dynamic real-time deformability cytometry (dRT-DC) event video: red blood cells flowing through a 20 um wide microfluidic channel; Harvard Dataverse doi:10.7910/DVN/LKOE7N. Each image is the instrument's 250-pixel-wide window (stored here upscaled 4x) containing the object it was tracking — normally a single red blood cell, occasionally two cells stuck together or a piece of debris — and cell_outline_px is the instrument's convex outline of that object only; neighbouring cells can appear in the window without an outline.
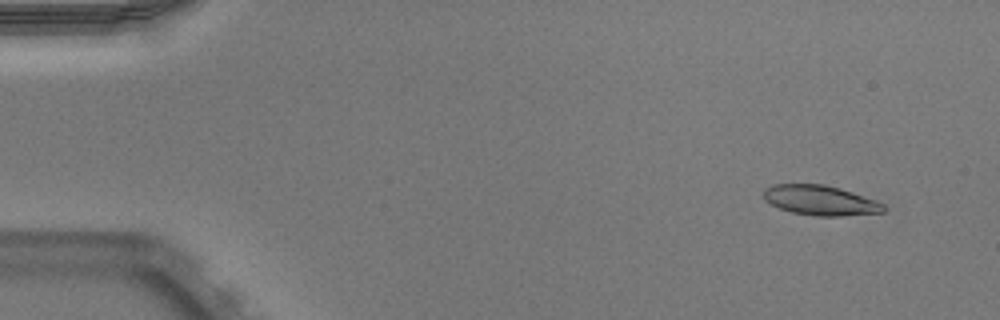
{"species": "Egyptian fruit bat (a non-hibernating species)", "species_latin": "Rousettus aegyptiacus", "temperature_condition": "warm", "stored_images_in_passage": 50, "camera_frame_rate_fps": 3000, "um_per_image_px": 0.085, "animal": {"sex": "male"}, "frame": {"image": 1, "passage_image": 3, "time_ms": 0.667, "image_size_px": [1000, 320], "cell_outline_px": [[888, 208], [884, 212], [840, 216], [816, 216], [792, 212], [780, 208], [764, 200], [764, 188], [772, 184], [824, 184], [840, 188], [876, 200], [884, 204]], "centroid_in_image_um": [69.75, 17.02], "position_along_channel_um": 15.3, "area_um2": 20.98}}
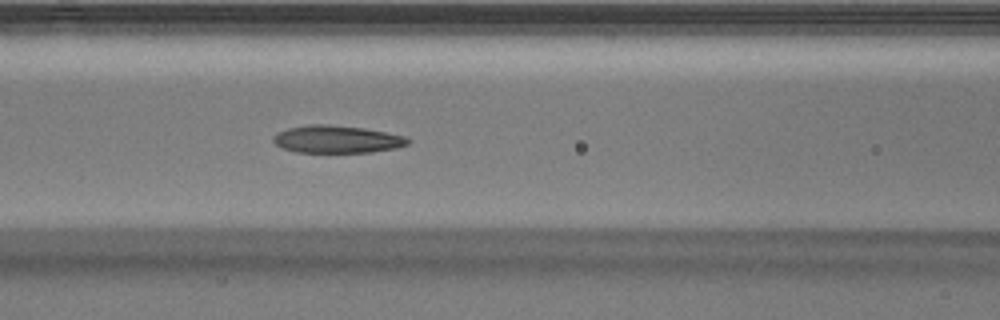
{"frame": {"image": 2, "passage_image": 21, "time_ms": 6.667, "image_size_px": [1000, 320], "cell_outline_px": [[408, 144], [396, 148], [372, 152], [296, 152], [284, 148], [276, 144], [272, 140], [280, 132], [288, 128], [308, 124], [328, 124], [364, 128], [404, 136], [408, 140]], "centroid_in_image_um": [28.64, 11.83], "position_along_channel_um": 138.0, "area_um2": 21.27}}
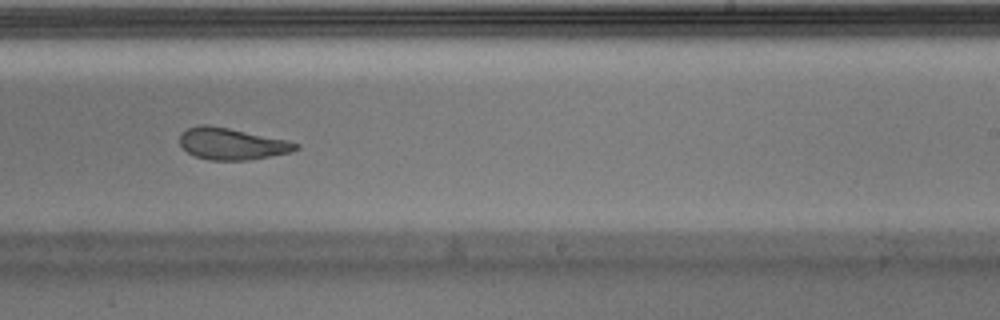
{"frame": {"image": 3, "passage_image": 31, "time_ms": 10.0, "image_size_px": [1000, 320], "cell_outline_px": [[300, 148], [288, 152], [248, 160], [208, 160], [196, 156], [188, 152], [180, 144], [180, 132], [188, 128], [200, 124], [204, 124], [228, 128], [284, 140], [300, 144]], "centroid_in_image_um": [19.65, 12.22], "position_along_channel_um": 269.4, "area_um2": 20.98}, "authors_computed_cell_mechanics": {"area_um2": 21.964, "velocity_mm_per_s": 3.9461, "shape_relaxation_time_tau1_ms": 2.9525, "shape_relaxation_time_tau2_ms": 1.1463, "deformation_change_tau1": 0.1608, "deformation_change_tau2": 0.0913}}